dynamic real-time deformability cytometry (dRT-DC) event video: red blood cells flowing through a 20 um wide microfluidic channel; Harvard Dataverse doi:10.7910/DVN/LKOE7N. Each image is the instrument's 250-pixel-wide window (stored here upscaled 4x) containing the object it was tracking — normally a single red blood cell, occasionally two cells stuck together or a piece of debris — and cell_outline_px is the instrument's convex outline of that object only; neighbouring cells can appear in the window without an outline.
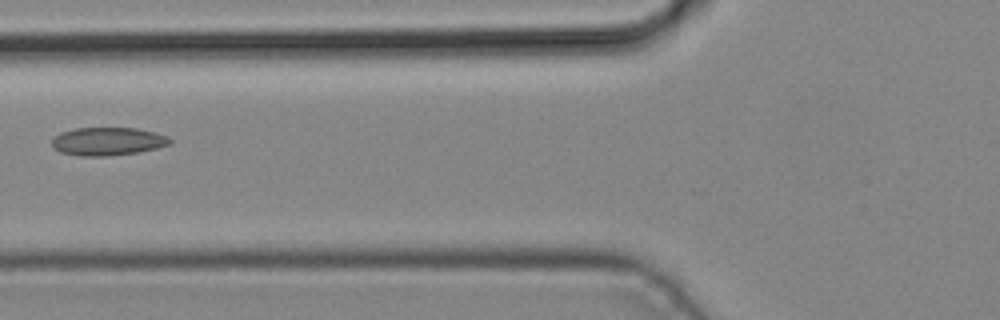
{"species": "common noctule bat (a hibernating species)", "species_latin": "Nyctalus noctula", "temperature_condition": "cold", "stored_images_in_passage": 5, "camera_frame_rate_fps": 3000, "um_per_image_px": 0.085, "animal": {"sex": "male", "body_mass_g": 19.2, "forearm_length_mm": 51.8}, "frame": {"image": 1, "passage_image": 5, "time_ms": 1.333, "image_size_px": [1000, 320], "cell_outline_px": [[172, 144], [156, 148], [136, 152], [108, 156], [80, 156], [60, 152], [52, 148], [52, 140], [60, 132], [76, 128], [136, 128], [156, 132], [168, 136], [172, 140]], "centroid_in_image_um": [9.16, 12.01], "position_along_channel_um": 116.6, "area_um2": 19.42}}